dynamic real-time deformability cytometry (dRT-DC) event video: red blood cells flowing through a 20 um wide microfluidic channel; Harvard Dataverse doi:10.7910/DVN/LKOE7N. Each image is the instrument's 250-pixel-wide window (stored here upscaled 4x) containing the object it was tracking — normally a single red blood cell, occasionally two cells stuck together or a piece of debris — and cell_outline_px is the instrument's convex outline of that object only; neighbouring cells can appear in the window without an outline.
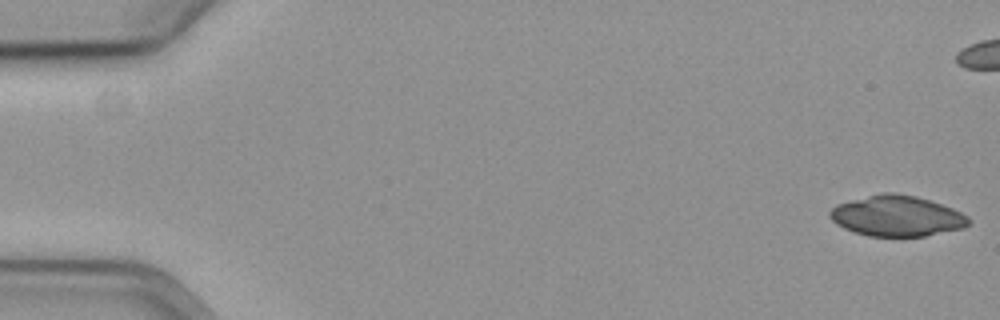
{"species": "common noctule bat (a hibernating species)", "species_latin": "Nyctalus noctula", "temperature_condition": "cold", "stored_images_in_passage": 26, "camera_frame_rate_fps": 3000, "um_per_image_px": 0.085, "animal": {"sex": "female", "body_mass_g": 19.3, "forearm_length_mm": 54.1}, "frame": {"image": 1, "passage_image": 1, "time_ms": 0.0, "image_size_px": [1000, 320], "cell_outline_px": [[968, 224], [964, 228], [924, 236], [868, 236], [844, 228], [836, 224], [828, 216], [828, 212], [836, 204], [880, 192], [896, 192], [916, 196], [952, 208], [968, 216]], "centroid_in_image_um": [76.19, 18.35], "position_along_channel_um": 8.8, "area_um2": 32.83}}